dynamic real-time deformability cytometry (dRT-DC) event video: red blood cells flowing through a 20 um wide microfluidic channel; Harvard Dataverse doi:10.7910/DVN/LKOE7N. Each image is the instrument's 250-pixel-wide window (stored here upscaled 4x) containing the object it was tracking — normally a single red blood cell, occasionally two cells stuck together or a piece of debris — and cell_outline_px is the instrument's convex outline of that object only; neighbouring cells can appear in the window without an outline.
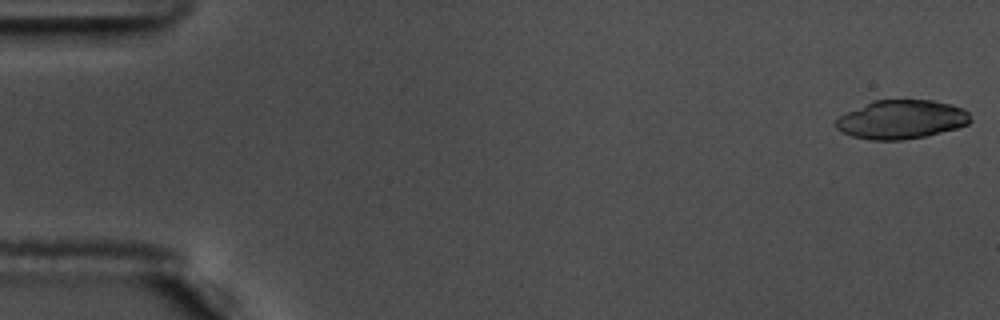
{"species": "common noctule bat (a hibernating species)", "species_latin": "Nyctalus noctula", "temperature_condition": "warm", "stored_images_in_passage": 56, "camera_frame_rate_fps": 3000, "um_per_image_px": 0.085, "animal": {"sex": "male", "body_mass_g": 17.5, "forearm_length_mm": 52.3}, "frame": {"image": 1, "passage_image": 1, "time_ms": 0.0, "image_size_px": [1000, 320], "cell_outline_px": [[972, 120], [968, 124], [956, 128], [924, 136], [900, 140], [872, 140], [852, 136], [840, 132], [836, 128], [836, 120], [840, 116], [872, 100], [932, 100], [952, 104], [964, 108], [968, 112]], "centroid_in_image_um": [76.63, 10.15], "position_along_channel_um": 8.4, "area_um2": 30.35}}
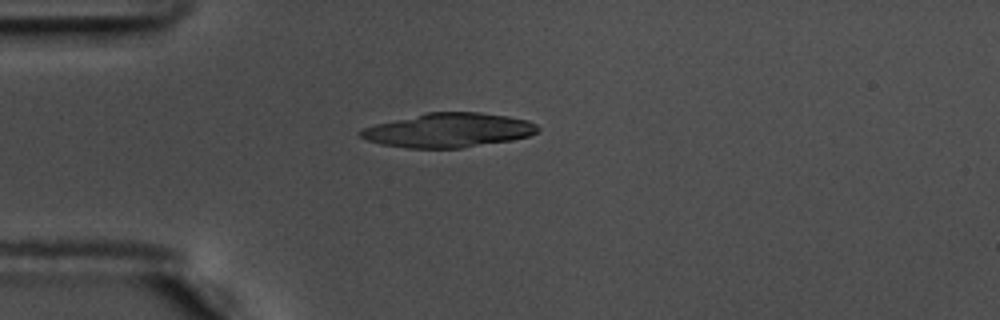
{"frame": {"image": 2, "passage_image": 15, "time_ms": 4.667, "image_size_px": [1000, 320], "cell_outline_px": [[540, 128], [536, 132], [528, 136], [512, 140], [460, 148], [408, 148], [380, 144], [368, 140], [360, 136], [360, 132], [364, 128], [376, 124], [428, 112], [480, 112], [508, 116], [528, 120], [536, 124]], "centroid_in_image_um": [38.16, 11.07], "position_along_channel_um": 46.8, "area_um2": 35.08}}